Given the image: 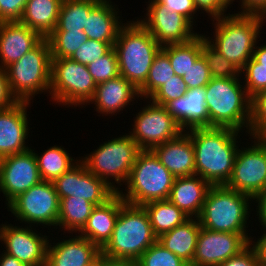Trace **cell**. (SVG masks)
<instances>
[{
    "mask_svg": "<svg viewBox=\"0 0 266 266\" xmlns=\"http://www.w3.org/2000/svg\"><path fill=\"white\" fill-rule=\"evenodd\" d=\"M187 132L194 147L195 175L210 185H226L233 172L242 132L218 127L192 128Z\"/></svg>",
    "mask_w": 266,
    "mask_h": 266,
    "instance_id": "1",
    "label": "cell"
},
{
    "mask_svg": "<svg viewBox=\"0 0 266 266\" xmlns=\"http://www.w3.org/2000/svg\"><path fill=\"white\" fill-rule=\"evenodd\" d=\"M30 105V102L18 101L11 107L0 110V158L31 148L26 143L30 133L27 114V107H31Z\"/></svg>",
    "mask_w": 266,
    "mask_h": 266,
    "instance_id": "19",
    "label": "cell"
},
{
    "mask_svg": "<svg viewBox=\"0 0 266 266\" xmlns=\"http://www.w3.org/2000/svg\"><path fill=\"white\" fill-rule=\"evenodd\" d=\"M101 0H62L56 28L52 32L83 31L89 12Z\"/></svg>",
    "mask_w": 266,
    "mask_h": 266,
    "instance_id": "33",
    "label": "cell"
},
{
    "mask_svg": "<svg viewBox=\"0 0 266 266\" xmlns=\"http://www.w3.org/2000/svg\"><path fill=\"white\" fill-rule=\"evenodd\" d=\"M211 78L206 60L202 55L190 66L182 77L188 89L204 88L210 82Z\"/></svg>",
    "mask_w": 266,
    "mask_h": 266,
    "instance_id": "44",
    "label": "cell"
},
{
    "mask_svg": "<svg viewBox=\"0 0 266 266\" xmlns=\"http://www.w3.org/2000/svg\"><path fill=\"white\" fill-rule=\"evenodd\" d=\"M151 151L174 177L195 175L194 147L187 131Z\"/></svg>",
    "mask_w": 266,
    "mask_h": 266,
    "instance_id": "23",
    "label": "cell"
},
{
    "mask_svg": "<svg viewBox=\"0 0 266 266\" xmlns=\"http://www.w3.org/2000/svg\"><path fill=\"white\" fill-rule=\"evenodd\" d=\"M240 75L250 98L266 90V67H258L253 57L244 65Z\"/></svg>",
    "mask_w": 266,
    "mask_h": 266,
    "instance_id": "40",
    "label": "cell"
},
{
    "mask_svg": "<svg viewBox=\"0 0 266 266\" xmlns=\"http://www.w3.org/2000/svg\"><path fill=\"white\" fill-rule=\"evenodd\" d=\"M241 78H211L204 87L209 127L231 128L248 135L251 98ZM246 128V129H244Z\"/></svg>",
    "mask_w": 266,
    "mask_h": 266,
    "instance_id": "3",
    "label": "cell"
},
{
    "mask_svg": "<svg viewBox=\"0 0 266 266\" xmlns=\"http://www.w3.org/2000/svg\"><path fill=\"white\" fill-rule=\"evenodd\" d=\"M34 149L0 158V192L5 204L41 181Z\"/></svg>",
    "mask_w": 266,
    "mask_h": 266,
    "instance_id": "16",
    "label": "cell"
},
{
    "mask_svg": "<svg viewBox=\"0 0 266 266\" xmlns=\"http://www.w3.org/2000/svg\"><path fill=\"white\" fill-rule=\"evenodd\" d=\"M187 91L188 87L182 77L174 75L172 79L160 87L149 99L157 105L165 106L171 100L184 96Z\"/></svg>",
    "mask_w": 266,
    "mask_h": 266,
    "instance_id": "43",
    "label": "cell"
},
{
    "mask_svg": "<svg viewBox=\"0 0 266 266\" xmlns=\"http://www.w3.org/2000/svg\"><path fill=\"white\" fill-rule=\"evenodd\" d=\"M94 204L75 196L61 198L59 206L58 227L68 234L78 233L91 215Z\"/></svg>",
    "mask_w": 266,
    "mask_h": 266,
    "instance_id": "31",
    "label": "cell"
},
{
    "mask_svg": "<svg viewBox=\"0 0 266 266\" xmlns=\"http://www.w3.org/2000/svg\"><path fill=\"white\" fill-rule=\"evenodd\" d=\"M48 241L46 266H95L101 249L88 239L75 234ZM63 240V241H62ZM53 244V245H52Z\"/></svg>",
    "mask_w": 266,
    "mask_h": 266,
    "instance_id": "20",
    "label": "cell"
},
{
    "mask_svg": "<svg viewBox=\"0 0 266 266\" xmlns=\"http://www.w3.org/2000/svg\"><path fill=\"white\" fill-rule=\"evenodd\" d=\"M62 0H28L20 20L43 38L56 28Z\"/></svg>",
    "mask_w": 266,
    "mask_h": 266,
    "instance_id": "29",
    "label": "cell"
},
{
    "mask_svg": "<svg viewBox=\"0 0 266 266\" xmlns=\"http://www.w3.org/2000/svg\"><path fill=\"white\" fill-rule=\"evenodd\" d=\"M219 266H258L257 255L249 244L238 255L230 257Z\"/></svg>",
    "mask_w": 266,
    "mask_h": 266,
    "instance_id": "48",
    "label": "cell"
},
{
    "mask_svg": "<svg viewBox=\"0 0 266 266\" xmlns=\"http://www.w3.org/2000/svg\"><path fill=\"white\" fill-rule=\"evenodd\" d=\"M250 235L212 231L201 227L194 258L189 266H219L246 248Z\"/></svg>",
    "mask_w": 266,
    "mask_h": 266,
    "instance_id": "17",
    "label": "cell"
},
{
    "mask_svg": "<svg viewBox=\"0 0 266 266\" xmlns=\"http://www.w3.org/2000/svg\"><path fill=\"white\" fill-rule=\"evenodd\" d=\"M254 203H257L256 211L258 216L259 225H262V229H266V189H264L262 192H260L254 199Z\"/></svg>",
    "mask_w": 266,
    "mask_h": 266,
    "instance_id": "53",
    "label": "cell"
},
{
    "mask_svg": "<svg viewBox=\"0 0 266 266\" xmlns=\"http://www.w3.org/2000/svg\"><path fill=\"white\" fill-rule=\"evenodd\" d=\"M0 266H27V265L17 260L15 257H12L7 253L2 252L0 254Z\"/></svg>",
    "mask_w": 266,
    "mask_h": 266,
    "instance_id": "55",
    "label": "cell"
},
{
    "mask_svg": "<svg viewBox=\"0 0 266 266\" xmlns=\"http://www.w3.org/2000/svg\"><path fill=\"white\" fill-rule=\"evenodd\" d=\"M96 84L106 82L120 75L117 55L112 48L107 54L87 65Z\"/></svg>",
    "mask_w": 266,
    "mask_h": 266,
    "instance_id": "39",
    "label": "cell"
},
{
    "mask_svg": "<svg viewBox=\"0 0 266 266\" xmlns=\"http://www.w3.org/2000/svg\"><path fill=\"white\" fill-rule=\"evenodd\" d=\"M34 154L37 159L41 180L49 182L59 178L80 161L77 158L75 160V157L73 159L63 146L58 145L51 146L42 153L34 151Z\"/></svg>",
    "mask_w": 266,
    "mask_h": 266,
    "instance_id": "32",
    "label": "cell"
},
{
    "mask_svg": "<svg viewBox=\"0 0 266 266\" xmlns=\"http://www.w3.org/2000/svg\"><path fill=\"white\" fill-rule=\"evenodd\" d=\"M202 56L212 78H241L240 70L217 51L202 35Z\"/></svg>",
    "mask_w": 266,
    "mask_h": 266,
    "instance_id": "37",
    "label": "cell"
},
{
    "mask_svg": "<svg viewBox=\"0 0 266 266\" xmlns=\"http://www.w3.org/2000/svg\"><path fill=\"white\" fill-rule=\"evenodd\" d=\"M125 203L117 192L106 203L95 206L86 224L77 234L101 249L111 238L120 208Z\"/></svg>",
    "mask_w": 266,
    "mask_h": 266,
    "instance_id": "25",
    "label": "cell"
},
{
    "mask_svg": "<svg viewBox=\"0 0 266 266\" xmlns=\"http://www.w3.org/2000/svg\"><path fill=\"white\" fill-rule=\"evenodd\" d=\"M261 230L264 232L263 235H260L259 238H256L257 240L251 236L249 244L256 252L258 266H266V229Z\"/></svg>",
    "mask_w": 266,
    "mask_h": 266,
    "instance_id": "51",
    "label": "cell"
},
{
    "mask_svg": "<svg viewBox=\"0 0 266 266\" xmlns=\"http://www.w3.org/2000/svg\"><path fill=\"white\" fill-rule=\"evenodd\" d=\"M112 48L113 46L108 42L87 39L70 59L87 66L107 54Z\"/></svg>",
    "mask_w": 266,
    "mask_h": 266,
    "instance_id": "42",
    "label": "cell"
},
{
    "mask_svg": "<svg viewBox=\"0 0 266 266\" xmlns=\"http://www.w3.org/2000/svg\"><path fill=\"white\" fill-rule=\"evenodd\" d=\"M6 206L22 225L58 228L60 200L52 182L41 180Z\"/></svg>",
    "mask_w": 266,
    "mask_h": 266,
    "instance_id": "11",
    "label": "cell"
},
{
    "mask_svg": "<svg viewBox=\"0 0 266 266\" xmlns=\"http://www.w3.org/2000/svg\"><path fill=\"white\" fill-rule=\"evenodd\" d=\"M157 239L145 208L125 203L120 208L111 238L101 248V254L137 261Z\"/></svg>",
    "mask_w": 266,
    "mask_h": 266,
    "instance_id": "6",
    "label": "cell"
},
{
    "mask_svg": "<svg viewBox=\"0 0 266 266\" xmlns=\"http://www.w3.org/2000/svg\"><path fill=\"white\" fill-rule=\"evenodd\" d=\"M168 57L175 75L183 77L202 55V34L182 44H170L161 49Z\"/></svg>",
    "mask_w": 266,
    "mask_h": 266,
    "instance_id": "34",
    "label": "cell"
},
{
    "mask_svg": "<svg viewBox=\"0 0 266 266\" xmlns=\"http://www.w3.org/2000/svg\"><path fill=\"white\" fill-rule=\"evenodd\" d=\"M95 266H138L137 261L108 257L104 254L98 256Z\"/></svg>",
    "mask_w": 266,
    "mask_h": 266,
    "instance_id": "52",
    "label": "cell"
},
{
    "mask_svg": "<svg viewBox=\"0 0 266 266\" xmlns=\"http://www.w3.org/2000/svg\"><path fill=\"white\" fill-rule=\"evenodd\" d=\"M213 37L205 39L240 71L252 58L259 43L262 26L266 19L262 15L232 13L211 19ZM214 38V39H212Z\"/></svg>",
    "mask_w": 266,
    "mask_h": 266,
    "instance_id": "2",
    "label": "cell"
},
{
    "mask_svg": "<svg viewBox=\"0 0 266 266\" xmlns=\"http://www.w3.org/2000/svg\"><path fill=\"white\" fill-rule=\"evenodd\" d=\"M143 207L149 215L153 233L157 238L190 218L168 199L151 201Z\"/></svg>",
    "mask_w": 266,
    "mask_h": 266,
    "instance_id": "30",
    "label": "cell"
},
{
    "mask_svg": "<svg viewBox=\"0 0 266 266\" xmlns=\"http://www.w3.org/2000/svg\"><path fill=\"white\" fill-rule=\"evenodd\" d=\"M164 5L166 9L173 13H179L186 17L193 25L196 23L195 16L199 12L193 0H157ZM196 14V15H195Z\"/></svg>",
    "mask_w": 266,
    "mask_h": 266,
    "instance_id": "47",
    "label": "cell"
},
{
    "mask_svg": "<svg viewBox=\"0 0 266 266\" xmlns=\"http://www.w3.org/2000/svg\"><path fill=\"white\" fill-rule=\"evenodd\" d=\"M97 84L88 67L70 58H51L50 99L52 103L84 107L92 99ZM67 105V106H66Z\"/></svg>",
    "mask_w": 266,
    "mask_h": 266,
    "instance_id": "10",
    "label": "cell"
},
{
    "mask_svg": "<svg viewBox=\"0 0 266 266\" xmlns=\"http://www.w3.org/2000/svg\"><path fill=\"white\" fill-rule=\"evenodd\" d=\"M210 187L211 185L198 175L175 177L168 200L188 217L198 218Z\"/></svg>",
    "mask_w": 266,
    "mask_h": 266,
    "instance_id": "27",
    "label": "cell"
},
{
    "mask_svg": "<svg viewBox=\"0 0 266 266\" xmlns=\"http://www.w3.org/2000/svg\"><path fill=\"white\" fill-rule=\"evenodd\" d=\"M111 0H101L90 12L84 28L87 39L108 42L112 46L125 24L118 6ZM117 6V7H116ZM118 10V11H117Z\"/></svg>",
    "mask_w": 266,
    "mask_h": 266,
    "instance_id": "26",
    "label": "cell"
},
{
    "mask_svg": "<svg viewBox=\"0 0 266 266\" xmlns=\"http://www.w3.org/2000/svg\"><path fill=\"white\" fill-rule=\"evenodd\" d=\"M17 102L11 94L6 70L0 67V110L7 109Z\"/></svg>",
    "mask_w": 266,
    "mask_h": 266,
    "instance_id": "49",
    "label": "cell"
},
{
    "mask_svg": "<svg viewBox=\"0 0 266 266\" xmlns=\"http://www.w3.org/2000/svg\"><path fill=\"white\" fill-rule=\"evenodd\" d=\"M43 37L20 21L0 22V67L6 68L32 50Z\"/></svg>",
    "mask_w": 266,
    "mask_h": 266,
    "instance_id": "22",
    "label": "cell"
},
{
    "mask_svg": "<svg viewBox=\"0 0 266 266\" xmlns=\"http://www.w3.org/2000/svg\"><path fill=\"white\" fill-rule=\"evenodd\" d=\"M248 137L266 138V90L251 98Z\"/></svg>",
    "mask_w": 266,
    "mask_h": 266,
    "instance_id": "41",
    "label": "cell"
},
{
    "mask_svg": "<svg viewBox=\"0 0 266 266\" xmlns=\"http://www.w3.org/2000/svg\"><path fill=\"white\" fill-rule=\"evenodd\" d=\"M145 18L138 21L150 32L153 38L163 47L170 44H182L191 41L198 32L186 17L176 12H169L157 0H149Z\"/></svg>",
    "mask_w": 266,
    "mask_h": 266,
    "instance_id": "14",
    "label": "cell"
},
{
    "mask_svg": "<svg viewBox=\"0 0 266 266\" xmlns=\"http://www.w3.org/2000/svg\"><path fill=\"white\" fill-rule=\"evenodd\" d=\"M5 70L11 94L17 101L31 103L36 94L50 95L51 52L48 40L43 38Z\"/></svg>",
    "mask_w": 266,
    "mask_h": 266,
    "instance_id": "9",
    "label": "cell"
},
{
    "mask_svg": "<svg viewBox=\"0 0 266 266\" xmlns=\"http://www.w3.org/2000/svg\"><path fill=\"white\" fill-rule=\"evenodd\" d=\"M119 73L139 89L146 81L155 56L162 46L136 19L125 22L113 45Z\"/></svg>",
    "mask_w": 266,
    "mask_h": 266,
    "instance_id": "4",
    "label": "cell"
},
{
    "mask_svg": "<svg viewBox=\"0 0 266 266\" xmlns=\"http://www.w3.org/2000/svg\"><path fill=\"white\" fill-rule=\"evenodd\" d=\"M165 107L184 131L209 127L204 88L188 89L184 96L171 100Z\"/></svg>",
    "mask_w": 266,
    "mask_h": 266,
    "instance_id": "24",
    "label": "cell"
},
{
    "mask_svg": "<svg viewBox=\"0 0 266 266\" xmlns=\"http://www.w3.org/2000/svg\"><path fill=\"white\" fill-rule=\"evenodd\" d=\"M139 90L121 75L106 82L97 84L92 99L88 102L94 104V110L106 116L121 113L124 108L129 107L138 98Z\"/></svg>",
    "mask_w": 266,
    "mask_h": 266,
    "instance_id": "21",
    "label": "cell"
},
{
    "mask_svg": "<svg viewBox=\"0 0 266 266\" xmlns=\"http://www.w3.org/2000/svg\"><path fill=\"white\" fill-rule=\"evenodd\" d=\"M138 266H189L184 260L166 249L158 240L137 260Z\"/></svg>",
    "mask_w": 266,
    "mask_h": 266,
    "instance_id": "38",
    "label": "cell"
},
{
    "mask_svg": "<svg viewBox=\"0 0 266 266\" xmlns=\"http://www.w3.org/2000/svg\"><path fill=\"white\" fill-rule=\"evenodd\" d=\"M28 0H0V22L20 21Z\"/></svg>",
    "mask_w": 266,
    "mask_h": 266,
    "instance_id": "45",
    "label": "cell"
},
{
    "mask_svg": "<svg viewBox=\"0 0 266 266\" xmlns=\"http://www.w3.org/2000/svg\"><path fill=\"white\" fill-rule=\"evenodd\" d=\"M119 136L103 142L90 154L78 157L90 173L104 180L116 192L126 184L141 151L128 133Z\"/></svg>",
    "mask_w": 266,
    "mask_h": 266,
    "instance_id": "8",
    "label": "cell"
},
{
    "mask_svg": "<svg viewBox=\"0 0 266 266\" xmlns=\"http://www.w3.org/2000/svg\"><path fill=\"white\" fill-rule=\"evenodd\" d=\"M148 100L146 99L148 104L143 105L133 117V128L128 133L140 150H152L178 137L184 131L165 106Z\"/></svg>",
    "mask_w": 266,
    "mask_h": 266,
    "instance_id": "13",
    "label": "cell"
},
{
    "mask_svg": "<svg viewBox=\"0 0 266 266\" xmlns=\"http://www.w3.org/2000/svg\"><path fill=\"white\" fill-rule=\"evenodd\" d=\"M52 183L59 200L75 196L95 206L106 203L117 193L104 180L90 173L81 161Z\"/></svg>",
    "mask_w": 266,
    "mask_h": 266,
    "instance_id": "18",
    "label": "cell"
},
{
    "mask_svg": "<svg viewBox=\"0 0 266 266\" xmlns=\"http://www.w3.org/2000/svg\"><path fill=\"white\" fill-rule=\"evenodd\" d=\"M174 179L151 150H141L125 184V190L121 188L118 194L127 204L135 206L166 200L170 196Z\"/></svg>",
    "mask_w": 266,
    "mask_h": 266,
    "instance_id": "7",
    "label": "cell"
},
{
    "mask_svg": "<svg viewBox=\"0 0 266 266\" xmlns=\"http://www.w3.org/2000/svg\"><path fill=\"white\" fill-rule=\"evenodd\" d=\"M175 72L169 57L160 50L155 56L145 83L138 89L140 100L149 99L160 87L172 79Z\"/></svg>",
    "mask_w": 266,
    "mask_h": 266,
    "instance_id": "35",
    "label": "cell"
},
{
    "mask_svg": "<svg viewBox=\"0 0 266 266\" xmlns=\"http://www.w3.org/2000/svg\"><path fill=\"white\" fill-rule=\"evenodd\" d=\"M252 202L249 195L226 185H211L198 217L200 225L212 231L248 234Z\"/></svg>",
    "mask_w": 266,
    "mask_h": 266,
    "instance_id": "5",
    "label": "cell"
},
{
    "mask_svg": "<svg viewBox=\"0 0 266 266\" xmlns=\"http://www.w3.org/2000/svg\"><path fill=\"white\" fill-rule=\"evenodd\" d=\"M249 139L251 146L247 143L248 146L238 149L226 186L254 199L266 189V138L250 136Z\"/></svg>",
    "mask_w": 266,
    "mask_h": 266,
    "instance_id": "12",
    "label": "cell"
},
{
    "mask_svg": "<svg viewBox=\"0 0 266 266\" xmlns=\"http://www.w3.org/2000/svg\"><path fill=\"white\" fill-rule=\"evenodd\" d=\"M48 237L33 226L0 225V241L5 245L3 252L27 266H46Z\"/></svg>",
    "mask_w": 266,
    "mask_h": 266,
    "instance_id": "15",
    "label": "cell"
},
{
    "mask_svg": "<svg viewBox=\"0 0 266 266\" xmlns=\"http://www.w3.org/2000/svg\"><path fill=\"white\" fill-rule=\"evenodd\" d=\"M235 0H232V4ZM239 14H256L266 17V0H240Z\"/></svg>",
    "mask_w": 266,
    "mask_h": 266,
    "instance_id": "50",
    "label": "cell"
},
{
    "mask_svg": "<svg viewBox=\"0 0 266 266\" xmlns=\"http://www.w3.org/2000/svg\"><path fill=\"white\" fill-rule=\"evenodd\" d=\"M200 13H206L209 19L226 15L227 9L232 6V0H193ZM231 5V6H230Z\"/></svg>",
    "mask_w": 266,
    "mask_h": 266,
    "instance_id": "46",
    "label": "cell"
},
{
    "mask_svg": "<svg viewBox=\"0 0 266 266\" xmlns=\"http://www.w3.org/2000/svg\"><path fill=\"white\" fill-rule=\"evenodd\" d=\"M252 57L258 62V67H266V44H256Z\"/></svg>",
    "mask_w": 266,
    "mask_h": 266,
    "instance_id": "54",
    "label": "cell"
},
{
    "mask_svg": "<svg viewBox=\"0 0 266 266\" xmlns=\"http://www.w3.org/2000/svg\"><path fill=\"white\" fill-rule=\"evenodd\" d=\"M51 58H70L87 40L84 31L51 32L46 38Z\"/></svg>",
    "mask_w": 266,
    "mask_h": 266,
    "instance_id": "36",
    "label": "cell"
},
{
    "mask_svg": "<svg viewBox=\"0 0 266 266\" xmlns=\"http://www.w3.org/2000/svg\"><path fill=\"white\" fill-rule=\"evenodd\" d=\"M200 228L198 218H189L173 230L162 234L157 240L166 249L190 265L194 258Z\"/></svg>",
    "mask_w": 266,
    "mask_h": 266,
    "instance_id": "28",
    "label": "cell"
}]
</instances>
